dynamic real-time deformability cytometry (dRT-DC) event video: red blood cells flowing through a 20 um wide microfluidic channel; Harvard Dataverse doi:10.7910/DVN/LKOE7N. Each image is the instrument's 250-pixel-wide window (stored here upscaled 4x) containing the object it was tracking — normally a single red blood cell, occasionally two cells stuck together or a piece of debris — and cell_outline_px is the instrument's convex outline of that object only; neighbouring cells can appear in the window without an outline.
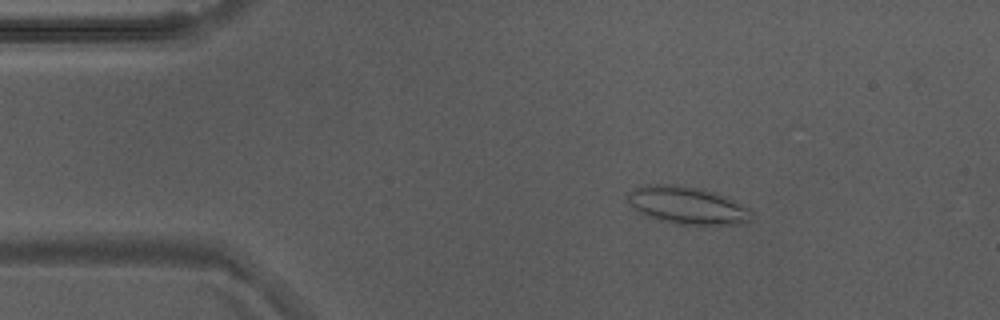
{"species": "Egyptian fruit bat (a non-hibernating species)", "species_latin": "Rousettus aegyptiacus", "temperature_condition": "warm", "stored_images_in_passage": 29, "camera_frame_rate_fps": 3000, "um_per_image_px": 0.085, "animal": {"sex": "male"}, "frame": {"image": 1, "passage_image": 9, "time_ms": 2.667, "image_size_px": [1000, 320], "cell_outline_px": [[752, 220], [736, 224], [700, 228], [672, 224], [656, 220], [644, 216], [628, 204], [628, 192], [644, 184], [668, 184], [692, 188], [712, 192], [724, 196], [748, 208], [752, 212]], "centroid_in_image_um": [58.39, 17.53], "position_along_channel_um": 26.6, "area_um2": 27.74}}
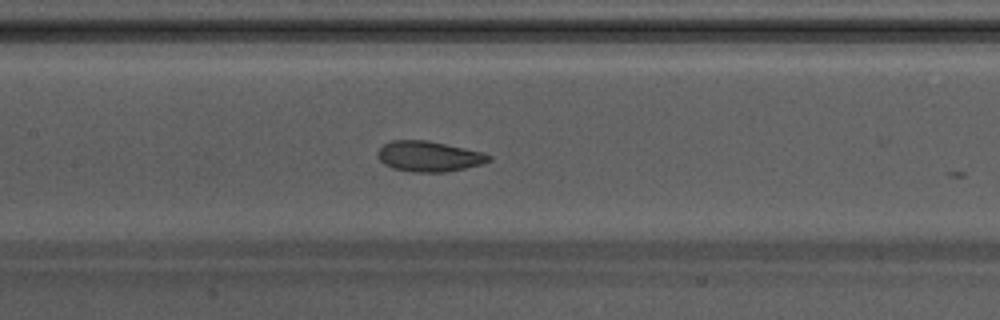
{"frame": {"image": 2, "passage_image": 25, "time_ms": 8.0, "image_size_px": [1000, 320], "cell_outline_px": [[492, 160], [484, 164], [444, 172], [412, 172], [392, 168], [384, 164], [376, 156], [376, 152], [384, 144], [392, 140], [428, 140], [464, 148], [480, 152], [492, 156]], "centroid_in_image_um": [36.44, 13.29], "position_along_channel_um": 171.0, "area_um2": 19.77}}
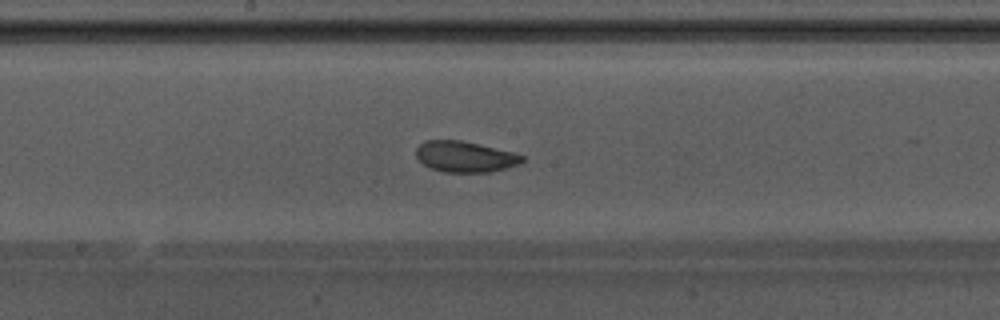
{"frame": {"image": 3, "passage_image": 28, "time_ms": 9.0, "image_size_px": [1000, 320], "cell_outline_px": [[524, 160], [520, 164], [492, 172], [444, 172], [432, 168], [424, 164], [416, 156], [416, 148], [424, 140], [460, 140], [512, 152], [524, 156]], "centroid_in_image_um": [39.53, 13.32], "position_along_channel_um": 208.7, "area_um2": 18.96}}